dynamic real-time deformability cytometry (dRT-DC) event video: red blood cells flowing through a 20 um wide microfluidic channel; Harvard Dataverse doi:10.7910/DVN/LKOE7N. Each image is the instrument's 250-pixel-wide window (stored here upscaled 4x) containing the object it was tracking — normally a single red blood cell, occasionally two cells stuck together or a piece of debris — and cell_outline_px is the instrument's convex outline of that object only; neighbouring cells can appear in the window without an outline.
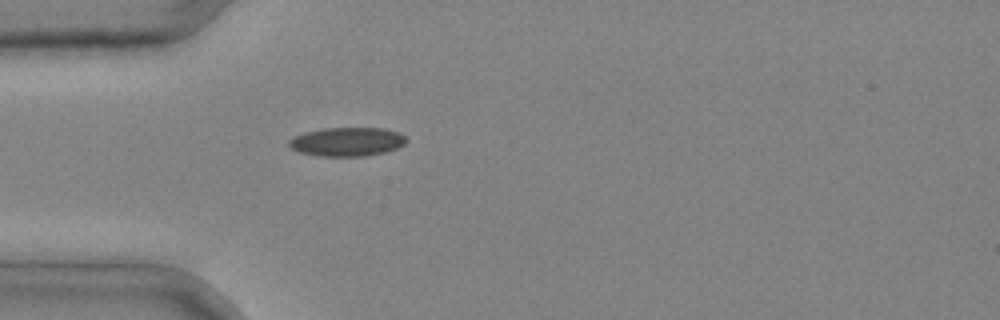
{"species": "common noctule bat (a hibernating species)", "species_latin": "Nyctalus noctula", "temperature_condition": "cold", "stored_images_in_passage": 1, "camera_frame_rate_fps": 3000, "um_per_image_px": 0.085, "animal": {"sex": "male", "body_mass_g": 20.4}, "frame": {"image": 1, "passage_image": 1, "time_ms": 0.0, "image_size_px": [1000, 320], "cell_outline_px": [[408, 140], [404, 144], [396, 148], [384, 152], [364, 156], [316, 156], [300, 152], [292, 148], [288, 144], [288, 140], [292, 136], [304, 132], [324, 128], [384, 128], [400, 132]], "centroid_in_image_um": [29.48, 12.04], "position_along_channel_um": 55.5, "area_um2": 19.83}}